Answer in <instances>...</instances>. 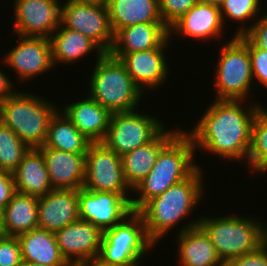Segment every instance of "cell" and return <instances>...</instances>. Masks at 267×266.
Masks as SVG:
<instances>
[{
	"instance_id": "27",
	"label": "cell",
	"mask_w": 267,
	"mask_h": 266,
	"mask_svg": "<svg viewBox=\"0 0 267 266\" xmlns=\"http://www.w3.org/2000/svg\"><path fill=\"white\" fill-rule=\"evenodd\" d=\"M49 39L52 47L54 66L58 65L57 63L72 64L81 58L83 59V57H86L93 51L97 52L96 59L101 58L105 54L90 38L76 30H70L62 24Z\"/></svg>"
},
{
	"instance_id": "17",
	"label": "cell",
	"mask_w": 267,
	"mask_h": 266,
	"mask_svg": "<svg viewBox=\"0 0 267 266\" xmlns=\"http://www.w3.org/2000/svg\"><path fill=\"white\" fill-rule=\"evenodd\" d=\"M79 189H53L38 199V227L56 232L78 220Z\"/></svg>"
},
{
	"instance_id": "11",
	"label": "cell",
	"mask_w": 267,
	"mask_h": 266,
	"mask_svg": "<svg viewBox=\"0 0 267 266\" xmlns=\"http://www.w3.org/2000/svg\"><path fill=\"white\" fill-rule=\"evenodd\" d=\"M66 1L61 6V24L90 38L102 51L109 53L113 45L114 34L106 4Z\"/></svg>"
},
{
	"instance_id": "4",
	"label": "cell",
	"mask_w": 267,
	"mask_h": 266,
	"mask_svg": "<svg viewBox=\"0 0 267 266\" xmlns=\"http://www.w3.org/2000/svg\"><path fill=\"white\" fill-rule=\"evenodd\" d=\"M53 104L36 93L16 91L0 104V122L30 149L40 148L45 144L50 119L57 111Z\"/></svg>"
},
{
	"instance_id": "35",
	"label": "cell",
	"mask_w": 267,
	"mask_h": 266,
	"mask_svg": "<svg viewBox=\"0 0 267 266\" xmlns=\"http://www.w3.org/2000/svg\"><path fill=\"white\" fill-rule=\"evenodd\" d=\"M260 15L256 22L250 24L251 26L240 23L234 36L245 35L257 48L267 50V13L264 16Z\"/></svg>"
},
{
	"instance_id": "42",
	"label": "cell",
	"mask_w": 267,
	"mask_h": 266,
	"mask_svg": "<svg viewBox=\"0 0 267 266\" xmlns=\"http://www.w3.org/2000/svg\"><path fill=\"white\" fill-rule=\"evenodd\" d=\"M80 3L106 4L107 0H74Z\"/></svg>"
},
{
	"instance_id": "24",
	"label": "cell",
	"mask_w": 267,
	"mask_h": 266,
	"mask_svg": "<svg viewBox=\"0 0 267 266\" xmlns=\"http://www.w3.org/2000/svg\"><path fill=\"white\" fill-rule=\"evenodd\" d=\"M106 6L113 34L140 23H164L159 0H107Z\"/></svg>"
},
{
	"instance_id": "29",
	"label": "cell",
	"mask_w": 267,
	"mask_h": 266,
	"mask_svg": "<svg viewBox=\"0 0 267 266\" xmlns=\"http://www.w3.org/2000/svg\"><path fill=\"white\" fill-rule=\"evenodd\" d=\"M91 143L61 110L50 119L44 147L68 153H87Z\"/></svg>"
},
{
	"instance_id": "10",
	"label": "cell",
	"mask_w": 267,
	"mask_h": 266,
	"mask_svg": "<svg viewBox=\"0 0 267 266\" xmlns=\"http://www.w3.org/2000/svg\"><path fill=\"white\" fill-rule=\"evenodd\" d=\"M83 188L131 196V189L124 178L121 156L103 142L91 143L88 148Z\"/></svg>"
},
{
	"instance_id": "23",
	"label": "cell",
	"mask_w": 267,
	"mask_h": 266,
	"mask_svg": "<svg viewBox=\"0 0 267 266\" xmlns=\"http://www.w3.org/2000/svg\"><path fill=\"white\" fill-rule=\"evenodd\" d=\"M163 129L152 141L121 156L122 169L126 183L133 189L152 170L161 148L179 131Z\"/></svg>"
},
{
	"instance_id": "5",
	"label": "cell",
	"mask_w": 267,
	"mask_h": 266,
	"mask_svg": "<svg viewBox=\"0 0 267 266\" xmlns=\"http://www.w3.org/2000/svg\"><path fill=\"white\" fill-rule=\"evenodd\" d=\"M219 217V218H218ZM202 217L199 225L210 237L223 263L255 251L267 240V225L251 217Z\"/></svg>"
},
{
	"instance_id": "8",
	"label": "cell",
	"mask_w": 267,
	"mask_h": 266,
	"mask_svg": "<svg viewBox=\"0 0 267 266\" xmlns=\"http://www.w3.org/2000/svg\"><path fill=\"white\" fill-rule=\"evenodd\" d=\"M227 42L221 48L216 65L213 81L216 100L246 101L254 84L249 49L238 36Z\"/></svg>"
},
{
	"instance_id": "18",
	"label": "cell",
	"mask_w": 267,
	"mask_h": 266,
	"mask_svg": "<svg viewBox=\"0 0 267 266\" xmlns=\"http://www.w3.org/2000/svg\"><path fill=\"white\" fill-rule=\"evenodd\" d=\"M199 218V219H198ZM188 221L176 236L180 266H222L210 237L199 225L200 217Z\"/></svg>"
},
{
	"instance_id": "22",
	"label": "cell",
	"mask_w": 267,
	"mask_h": 266,
	"mask_svg": "<svg viewBox=\"0 0 267 266\" xmlns=\"http://www.w3.org/2000/svg\"><path fill=\"white\" fill-rule=\"evenodd\" d=\"M61 110L73 125L92 143L103 142L112 113L87 96L62 107Z\"/></svg>"
},
{
	"instance_id": "33",
	"label": "cell",
	"mask_w": 267,
	"mask_h": 266,
	"mask_svg": "<svg viewBox=\"0 0 267 266\" xmlns=\"http://www.w3.org/2000/svg\"><path fill=\"white\" fill-rule=\"evenodd\" d=\"M238 37L249 49L253 80L267 88V50L257 48L245 35Z\"/></svg>"
},
{
	"instance_id": "14",
	"label": "cell",
	"mask_w": 267,
	"mask_h": 266,
	"mask_svg": "<svg viewBox=\"0 0 267 266\" xmlns=\"http://www.w3.org/2000/svg\"><path fill=\"white\" fill-rule=\"evenodd\" d=\"M62 257L70 266H83L98 258L103 232L82 219L55 232Z\"/></svg>"
},
{
	"instance_id": "32",
	"label": "cell",
	"mask_w": 267,
	"mask_h": 266,
	"mask_svg": "<svg viewBox=\"0 0 267 266\" xmlns=\"http://www.w3.org/2000/svg\"><path fill=\"white\" fill-rule=\"evenodd\" d=\"M261 2V0H224L219 7L223 24L226 22V17L243 24H245L244 20H249V22L257 20L259 12L262 10Z\"/></svg>"
},
{
	"instance_id": "20",
	"label": "cell",
	"mask_w": 267,
	"mask_h": 266,
	"mask_svg": "<svg viewBox=\"0 0 267 266\" xmlns=\"http://www.w3.org/2000/svg\"><path fill=\"white\" fill-rule=\"evenodd\" d=\"M170 37L164 23H140L119 29L109 54L120 59L124 54L155 49Z\"/></svg>"
},
{
	"instance_id": "12",
	"label": "cell",
	"mask_w": 267,
	"mask_h": 266,
	"mask_svg": "<svg viewBox=\"0 0 267 266\" xmlns=\"http://www.w3.org/2000/svg\"><path fill=\"white\" fill-rule=\"evenodd\" d=\"M132 196L79 189V217L102 232L122 222L132 211Z\"/></svg>"
},
{
	"instance_id": "41",
	"label": "cell",
	"mask_w": 267,
	"mask_h": 266,
	"mask_svg": "<svg viewBox=\"0 0 267 266\" xmlns=\"http://www.w3.org/2000/svg\"><path fill=\"white\" fill-rule=\"evenodd\" d=\"M224 0H197L198 3L220 7Z\"/></svg>"
},
{
	"instance_id": "44",
	"label": "cell",
	"mask_w": 267,
	"mask_h": 266,
	"mask_svg": "<svg viewBox=\"0 0 267 266\" xmlns=\"http://www.w3.org/2000/svg\"><path fill=\"white\" fill-rule=\"evenodd\" d=\"M21 266H45V265H39L28 261H23Z\"/></svg>"
},
{
	"instance_id": "37",
	"label": "cell",
	"mask_w": 267,
	"mask_h": 266,
	"mask_svg": "<svg viewBox=\"0 0 267 266\" xmlns=\"http://www.w3.org/2000/svg\"><path fill=\"white\" fill-rule=\"evenodd\" d=\"M225 266H267V240L255 251L235 257L224 263Z\"/></svg>"
},
{
	"instance_id": "7",
	"label": "cell",
	"mask_w": 267,
	"mask_h": 266,
	"mask_svg": "<svg viewBox=\"0 0 267 266\" xmlns=\"http://www.w3.org/2000/svg\"><path fill=\"white\" fill-rule=\"evenodd\" d=\"M156 245L148 238L142 216L133 211L122 222L103 232L98 259L115 266H139Z\"/></svg>"
},
{
	"instance_id": "2",
	"label": "cell",
	"mask_w": 267,
	"mask_h": 266,
	"mask_svg": "<svg viewBox=\"0 0 267 266\" xmlns=\"http://www.w3.org/2000/svg\"><path fill=\"white\" fill-rule=\"evenodd\" d=\"M202 170L199 166L187 179L172 185L137 211L143 218L148 238L154 244H158L168 231L188 214L191 215L192 210L199 205L206 188L202 181Z\"/></svg>"
},
{
	"instance_id": "6",
	"label": "cell",
	"mask_w": 267,
	"mask_h": 266,
	"mask_svg": "<svg viewBox=\"0 0 267 266\" xmlns=\"http://www.w3.org/2000/svg\"><path fill=\"white\" fill-rule=\"evenodd\" d=\"M89 81V97L111 113L137 109L143 93L133 82L124 64L105 53L96 60Z\"/></svg>"
},
{
	"instance_id": "21",
	"label": "cell",
	"mask_w": 267,
	"mask_h": 266,
	"mask_svg": "<svg viewBox=\"0 0 267 266\" xmlns=\"http://www.w3.org/2000/svg\"><path fill=\"white\" fill-rule=\"evenodd\" d=\"M224 27L219 7L197 2L169 28V31L170 37L177 33L196 40L203 39L205 42L212 38L220 39Z\"/></svg>"
},
{
	"instance_id": "40",
	"label": "cell",
	"mask_w": 267,
	"mask_h": 266,
	"mask_svg": "<svg viewBox=\"0 0 267 266\" xmlns=\"http://www.w3.org/2000/svg\"><path fill=\"white\" fill-rule=\"evenodd\" d=\"M83 266H115V265H109V264L103 263L98 258H95L91 261H88Z\"/></svg>"
},
{
	"instance_id": "19",
	"label": "cell",
	"mask_w": 267,
	"mask_h": 266,
	"mask_svg": "<svg viewBox=\"0 0 267 266\" xmlns=\"http://www.w3.org/2000/svg\"><path fill=\"white\" fill-rule=\"evenodd\" d=\"M38 149L44 156L53 189H81L83 187L86 153H68L44 146Z\"/></svg>"
},
{
	"instance_id": "38",
	"label": "cell",
	"mask_w": 267,
	"mask_h": 266,
	"mask_svg": "<svg viewBox=\"0 0 267 266\" xmlns=\"http://www.w3.org/2000/svg\"><path fill=\"white\" fill-rule=\"evenodd\" d=\"M15 193L16 188L12 173L0 169V209L2 211Z\"/></svg>"
},
{
	"instance_id": "15",
	"label": "cell",
	"mask_w": 267,
	"mask_h": 266,
	"mask_svg": "<svg viewBox=\"0 0 267 266\" xmlns=\"http://www.w3.org/2000/svg\"><path fill=\"white\" fill-rule=\"evenodd\" d=\"M18 37V45L5 54L3 62L18 74L20 82L33 79L54 68L49 38L20 35Z\"/></svg>"
},
{
	"instance_id": "3",
	"label": "cell",
	"mask_w": 267,
	"mask_h": 266,
	"mask_svg": "<svg viewBox=\"0 0 267 266\" xmlns=\"http://www.w3.org/2000/svg\"><path fill=\"white\" fill-rule=\"evenodd\" d=\"M195 148L187 130L180 129L159 151L149 174L133 189L132 211H138L152 198L172 185L187 179L199 165L194 162Z\"/></svg>"
},
{
	"instance_id": "31",
	"label": "cell",
	"mask_w": 267,
	"mask_h": 266,
	"mask_svg": "<svg viewBox=\"0 0 267 266\" xmlns=\"http://www.w3.org/2000/svg\"><path fill=\"white\" fill-rule=\"evenodd\" d=\"M29 147L8 126L0 122V169L12 173Z\"/></svg>"
},
{
	"instance_id": "1",
	"label": "cell",
	"mask_w": 267,
	"mask_h": 266,
	"mask_svg": "<svg viewBox=\"0 0 267 266\" xmlns=\"http://www.w3.org/2000/svg\"><path fill=\"white\" fill-rule=\"evenodd\" d=\"M244 102V103H243ZM245 100H215L187 133L195 151L207 150L224 159L248 160L252 124L261 103L247 106ZM245 107L243 106V104ZM200 148V149H199Z\"/></svg>"
},
{
	"instance_id": "25",
	"label": "cell",
	"mask_w": 267,
	"mask_h": 266,
	"mask_svg": "<svg viewBox=\"0 0 267 266\" xmlns=\"http://www.w3.org/2000/svg\"><path fill=\"white\" fill-rule=\"evenodd\" d=\"M16 192L36 197L53 190L44 156L38 148H31L12 172Z\"/></svg>"
},
{
	"instance_id": "16",
	"label": "cell",
	"mask_w": 267,
	"mask_h": 266,
	"mask_svg": "<svg viewBox=\"0 0 267 266\" xmlns=\"http://www.w3.org/2000/svg\"><path fill=\"white\" fill-rule=\"evenodd\" d=\"M169 37L155 49L124 54L119 60L124 64L135 85L144 93L160 88L169 73L165 47L171 41ZM157 87V88H156Z\"/></svg>"
},
{
	"instance_id": "26",
	"label": "cell",
	"mask_w": 267,
	"mask_h": 266,
	"mask_svg": "<svg viewBox=\"0 0 267 266\" xmlns=\"http://www.w3.org/2000/svg\"><path fill=\"white\" fill-rule=\"evenodd\" d=\"M17 238L23 261L45 266H70L60 253L54 232L38 227Z\"/></svg>"
},
{
	"instance_id": "28",
	"label": "cell",
	"mask_w": 267,
	"mask_h": 266,
	"mask_svg": "<svg viewBox=\"0 0 267 266\" xmlns=\"http://www.w3.org/2000/svg\"><path fill=\"white\" fill-rule=\"evenodd\" d=\"M38 199L16 192L2 211L3 235L17 237L38 228Z\"/></svg>"
},
{
	"instance_id": "39",
	"label": "cell",
	"mask_w": 267,
	"mask_h": 266,
	"mask_svg": "<svg viewBox=\"0 0 267 266\" xmlns=\"http://www.w3.org/2000/svg\"><path fill=\"white\" fill-rule=\"evenodd\" d=\"M0 69V104L5 102L17 90L14 89L11 79Z\"/></svg>"
},
{
	"instance_id": "9",
	"label": "cell",
	"mask_w": 267,
	"mask_h": 266,
	"mask_svg": "<svg viewBox=\"0 0 267 266\" xmlns=\"http://www.w3.org/2000/svg\"><path fill=\"white\" fill-rule=\"evenodd\" d=\"M149 114L130 112L112 113L103 143L119 156L152 141L165 127L164 122Z\"/></svg>"
},
{
	"instance_id": "13",
	"label": "cell",
	"mask_w": 267,
	"mask_h": 266,
	"mask_svg": "<svg viewBox=\"0 0 267 266\" xmlns=\"http://www.w3.org/2000/svg\"><path fill=\"white\" fill-rule=\"evenodd\" d=\"M14 33L50 38L61 25V0H14Z\"/></svg>"
},
{
	"instance_id": "30",
	"label": "cell",
	"mask_w": 267,
	"mask_h": 266,
	"mask_svg": "<svg viewBox=\"0 0 267 266\" xmlns=\"http://www.w3.org/2000/svg\"><path fill=\"white\" fill-rule=\"evenodd\" d=\"M247 165L250 172H267V109L262 106L252 124L251 147Z\"/></svg>"
},
{
	"instance_id": "36",
	"label": "cell",
	"mask_w": 267,
	"mask_h": 266,
	"mask_svg": "<svg viewBox=\"0 0 267 266\" xmlns=\"http://www.w3.org/2000/svg\"><path fill=\"white\" fill-rule=\"evenodd\" d=\"M22 256L17 237L0 236V266H21Z\"/></svg>"
},
{
	"instance_id": "34",
	"label": "cell",
	"mask_w": 267,
	"mask_h": 266,
	"mask_svg": "<svg viewBox=\"0 0 267 266\" xmlns=\"http://www.w3.org/2000/svg\"><path fill=\"white\" fill-rule=\"evenodd\" d=\"M196 3L197 0H159V10L164 24L170 28Z\"/></svg>"
},
{
	"instance_id": "43",
	"label": "cell",
	"mask_w": 267,
	"mask_h": 266,
	"mask_svg": "<svg viewBox=\"0 0 267 266\" xmlns=\"http://www.w3.org/2000/svg\"><path fill=\"white\" fill-rule=\"evenodd\" d=\"M3 235V219H2V210L0 209V236Z\"/></svg>"
}]
</instances>
